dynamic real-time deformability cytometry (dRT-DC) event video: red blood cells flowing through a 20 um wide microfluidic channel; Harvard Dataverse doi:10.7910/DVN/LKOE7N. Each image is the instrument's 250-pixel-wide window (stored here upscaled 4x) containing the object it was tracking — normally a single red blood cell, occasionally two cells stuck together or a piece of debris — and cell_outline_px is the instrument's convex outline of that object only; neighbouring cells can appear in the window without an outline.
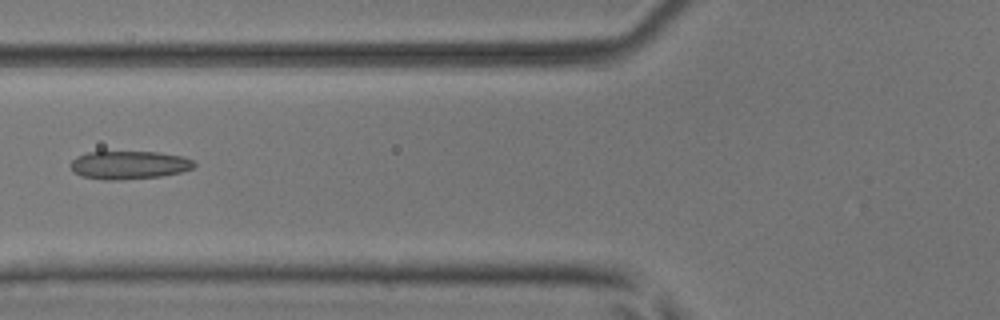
{"species": "common noctule bat (a hibernating species)", "species_latin": "Nyctalus noctula", "temperature_condition": "room temperature", "stored_images_in_passage": 6, "camera_frame_rate_fps": 3000, "um_per_image_px": 0.085, "animal": {"sex": "male", "body_mass_g": 17.9, "forearm_length_mm": 54.2}, "frame": {"image": 1, "passage_image": 5, "time_ms": 1.333, "image_size_px": [1000, 320], "cell_outline_px": [[196, 164], [192, 168], [180, 172], [160, 176], [116, 180], [104, 180], [80, 176], [68, 164], [76, 156], [88, 152], [160, 152], [184, 156], [192, 160]], "centroid_in_image_um": [10.95, 14.02], "position_along_channel_um": 114.8, "area_um2": 20.29}}
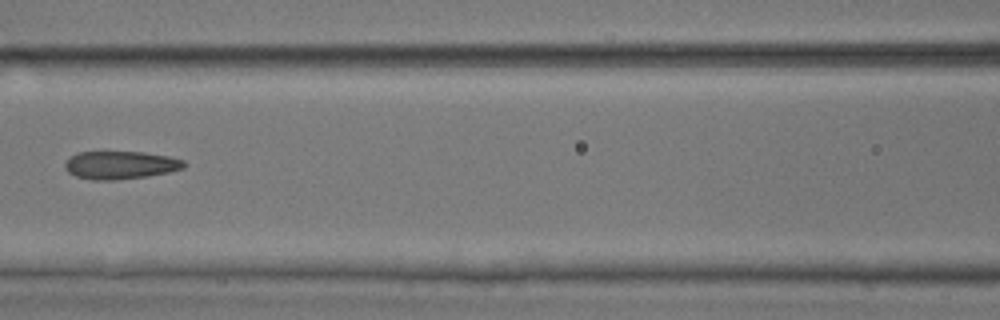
{"frame": {"image": 2, "passage_image": 6, "time_ms": 1.667, "image_size_px": [1000, 320], "cell_outline_px": [[188, 164], [184, 168], [168, 172], [148, 176], [116, 180], [92, 180], [76, 176], [68, 172], [64, 168], [64, 164], [76, 152], [144, 152], [168, 156], [184, 160]], "centroid_in_image_um": [10.25, 14.03], "position_along_channel_um": 156.3, "area_um2": 19.48}}